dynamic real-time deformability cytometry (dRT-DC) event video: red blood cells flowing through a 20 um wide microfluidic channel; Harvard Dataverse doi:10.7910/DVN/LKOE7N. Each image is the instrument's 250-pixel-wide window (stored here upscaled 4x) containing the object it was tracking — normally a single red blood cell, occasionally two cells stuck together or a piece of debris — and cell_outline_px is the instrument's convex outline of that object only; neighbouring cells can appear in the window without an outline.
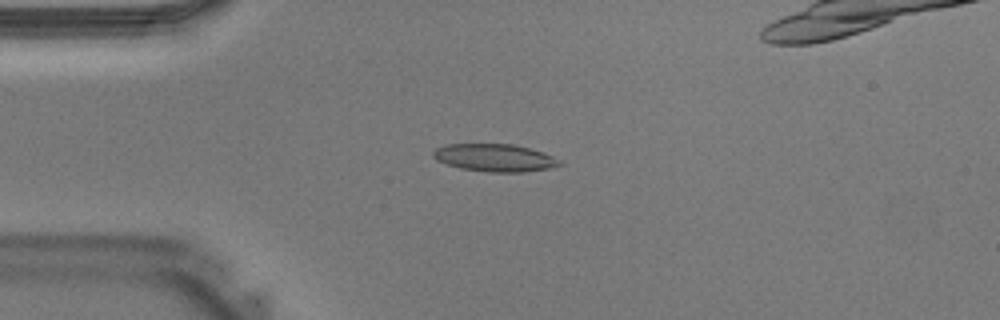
{"species": "Egyptian fruit bat (a non-hibernating species)", "species_latin": "Rousettus aegyptiacus", "temperature_condition": "warm", "stored_images_in_passage": 40, "camera_frame_rate_fps": 3000, "um_per_image_px": 0.085, "animal": {"sex": "male"}, "frame": {"image": 1, "passage_image": 9, "time_ms": 2.667, "image_size_px": [1000, 320], "cell_outline_px": [[564, 164], [548, 168], [524, 172], [488, 172], [460, 168], [436, 160], [432, 156], [432, 152], [436, 148], [444, 144], [516, 144], [544, 152], [552, 156]], "centroid_in_image_um": [42.04, 13.4], "position_along_channel_um": 43.0, "area_um2": 20.4}}
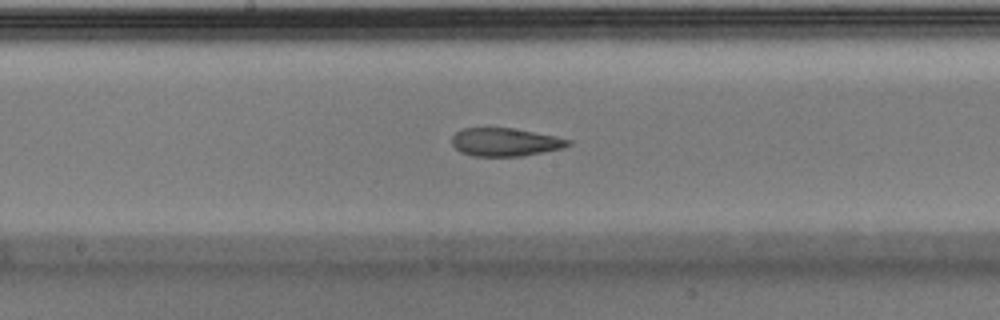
{"frame": {"image": 2, "passage_image": 20, "time_ms": 6.333, "image_size_px": [1000, 320], "cell_outline_px": [[572, 144], [564, 148], [520, 156], [472, 156], [460, 152], [452, 144], [452, 136], [456, 132], [464, 128], [512, 128], [556, 136], [572, 140]], "centroid_in_image_um": [42.95, 12.08], "position_along_channel_um": 205.2, "area_um2": 19.07}}
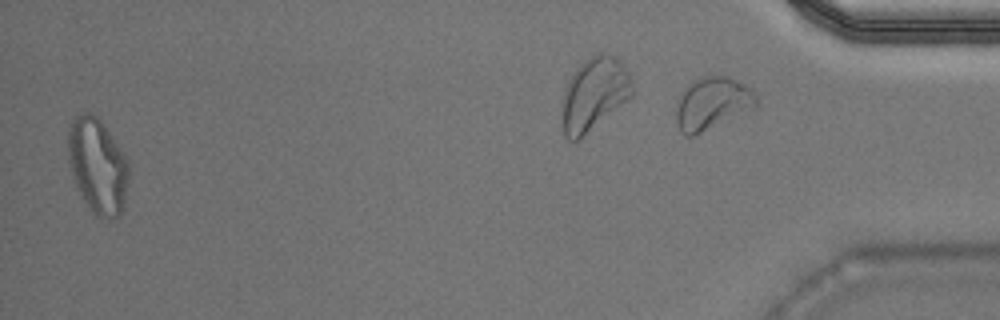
{"frame": {"image": 3, "passage_image": 39, "time_ms": 12.667, "image_size_px": [1000, 320], "cell_outline_px": [[128, 176], [120, 216], [112, 220], [96, 216], [92, 212], [76, 188], [68, 160], [68, 132], [72, 120], [80, 112], [88, 112], [96, 116], [100, 120], [124, 156], [128, 164]], "centroid_in_image_um": [8.25, 14.11], "position_along_channel_um": 426.9, "area_um2": 33.12}}